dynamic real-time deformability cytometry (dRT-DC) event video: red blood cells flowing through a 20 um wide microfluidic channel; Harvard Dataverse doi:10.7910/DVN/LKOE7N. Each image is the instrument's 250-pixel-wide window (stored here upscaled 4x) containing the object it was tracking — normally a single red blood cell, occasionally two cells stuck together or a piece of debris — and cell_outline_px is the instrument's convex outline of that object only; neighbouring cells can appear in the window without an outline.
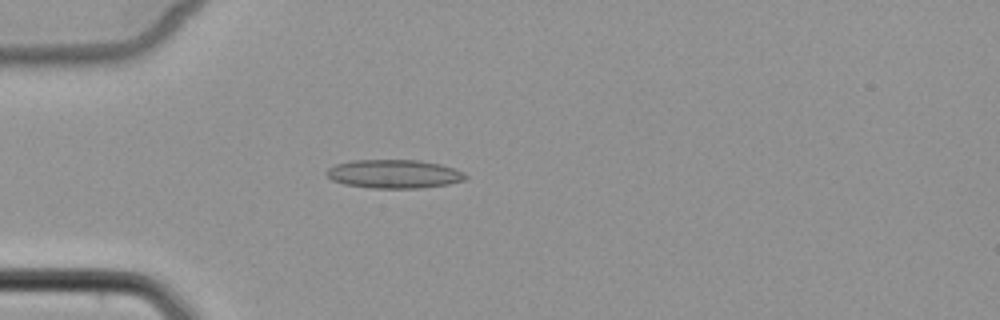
{"species": "common noctule bat (a hibernating species)", "species_latin": "Nyctalus noctula", "temperature_condition": "cold", "stored_images_in_passage": 5, "camera_frame_rate_fps": 3000, "um_per_image_px": 0.085, "animal": {"sex": "female", "body_mass_g": 22.7, "forearm_length_mm": 54.2}, "frame": {"image": 1, "passage_image": 4, "time_ms": 4.0, "image_size_px": [1000, 320], "cell_outline_px": [[468, 180], [448, 184], [420, 188], [372, 188], [344, 184], [332, 180], [324, 172], [328, 168], [336, 164], [352, 160], [420, 160], [440, 164], [464, 172], [468, 176]], "centroid_in_image_um": [33.51, 14.78], "position_along_channel_um": 51.5, "area_um2": 23.29}}